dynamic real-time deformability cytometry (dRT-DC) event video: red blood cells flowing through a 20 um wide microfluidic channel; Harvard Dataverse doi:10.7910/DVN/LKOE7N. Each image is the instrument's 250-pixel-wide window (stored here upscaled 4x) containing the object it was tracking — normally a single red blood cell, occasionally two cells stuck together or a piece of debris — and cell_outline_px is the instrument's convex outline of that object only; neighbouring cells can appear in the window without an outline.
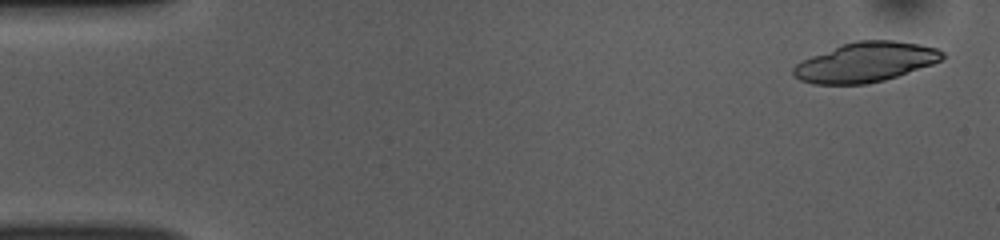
{"species": "common noctule bat (a hibernating species)", "species_latin": "Nyctalus noctula", "temperature_condition": "room temperature", "stored_images_in_passage": 28, "camera_frame_rate_fps": 3000, "um_per_image_px": 0.085, "animal": {"sex": "female", "body_mass_g": 10.0, "forearm_length_mm": 53.1}, "frame": {"image": 1, "passage_image": 2, "time_ms": 0.333, "image_size_px": [1000, 240], "cell_outline_px": [[944, 56], [940, 60], [932, 64], [884, 80], [864, 84], [812, 84], [800, 80], [792, 72], [792, 68], [800, 60], [844, 44], [856, 40], [892, 40], [920, 44], [936, 48], [944, 52]], "centroid_in_image_um": [73.55, 5.28], "position_along_channel_um": 11.4, "area_um2": 34.16}}